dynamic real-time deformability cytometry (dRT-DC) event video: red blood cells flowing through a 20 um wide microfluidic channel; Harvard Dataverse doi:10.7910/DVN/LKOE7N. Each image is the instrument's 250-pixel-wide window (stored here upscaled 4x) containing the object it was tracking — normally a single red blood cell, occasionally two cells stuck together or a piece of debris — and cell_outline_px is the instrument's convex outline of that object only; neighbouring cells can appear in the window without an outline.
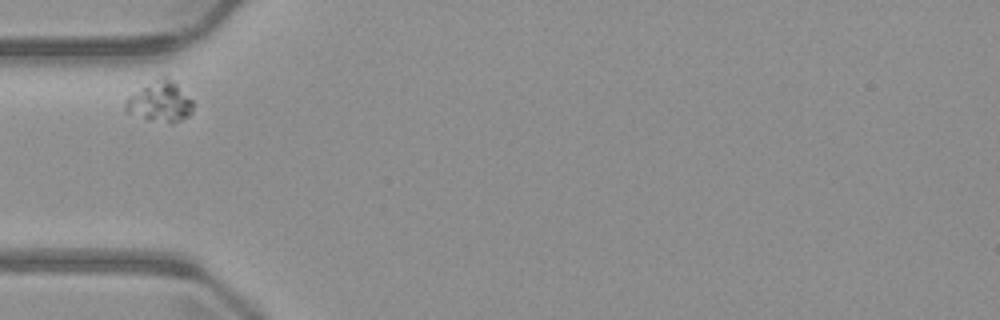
{"species": "common noctule bat (a hibernating species)", "species_latin": "Nyctalus noctula", "temperature_condition": "warm", "stored_images_in_passage": 3, "camera_frame_rate_fps": 3000, "um_per_image_px": 0.085, "animal": {"sex": "male", "body_mass_g": 23.1, "forearm_length_mm": 52.7}, "frame": {"image": 1, "passage_image": 1, "time_ms": 0.0, "image_size_px": [1000, 320], "cell_outline_px": [[196, 104], [192, 112], [188, 116], [172, 124], [168, 124], [148, 120], [124, 112], [124, 100], [164, 72]], "centroid_in_image_um": [13.6, 8.65], "position_along_channel_um": 71.4, "area_um2": 16.42}}
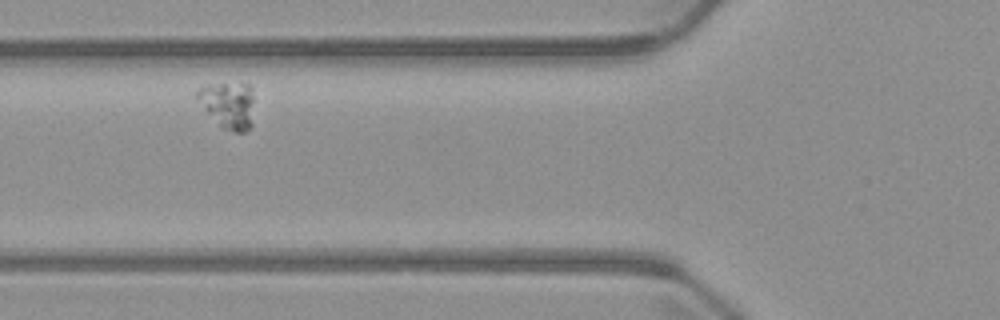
{"frame": {"image": 2, "passage_image": 2, "time_ms": 1.0, "image_size_px": [1000, 320], "cell_outline_px": [[252, 124], [244, 132], [232, 132], [220, 128], [204, 108], [196, 96], [196, 92], [200, 88], [220, 84], [248, 84], [252, 88]], "centroid_in_image_um": [19.41, 8.97], "position_along_channel_um": 106.4, "area_um2": 15.14}}
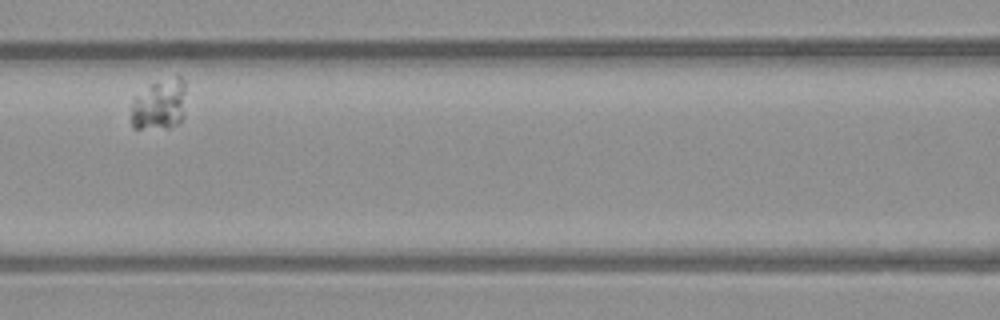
{"frame": {"image": 3, "passage_image": 3, "time_ms": 2.333, "image_size_px": [1000, 320], "cell_outline_px": [[184, 116], [180, 124], [168, 128], [132, 128], [132, 100], [136, 96], [152, 84], [176, 72], [184, 80]], "centroid_in_image_um": [13.6, 8.86], "position_along_channel_um": 153.0, "area_um2": 16.53}}